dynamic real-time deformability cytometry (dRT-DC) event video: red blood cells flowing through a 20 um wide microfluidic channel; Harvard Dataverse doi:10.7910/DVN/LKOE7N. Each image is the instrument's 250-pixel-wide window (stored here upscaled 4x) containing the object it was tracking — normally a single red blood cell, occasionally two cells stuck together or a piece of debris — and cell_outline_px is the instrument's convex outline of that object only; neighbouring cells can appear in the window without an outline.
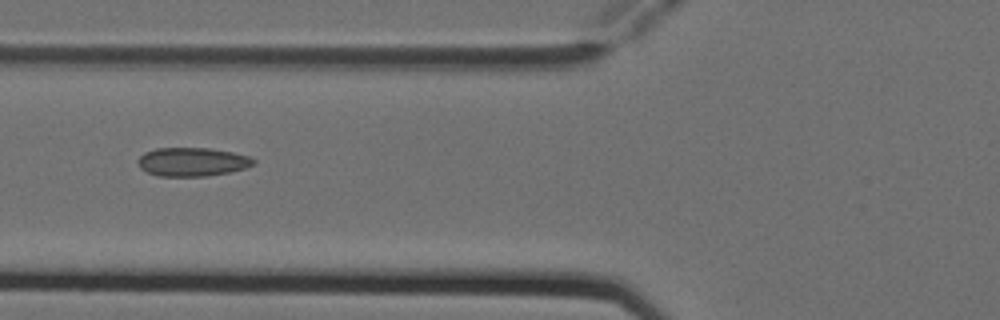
{"species": "Egyptian fruit bat (a non-hibernating species)", "species_latin": "Rousettus aegyptiacus", "temperature_condition": "cold", "stored_images_in_passage": 3, "camera_frame_rate_fps": 3000, "um_per_image_px": 0.085, "animal": {"sex": "female"}, "frame": {"image": 1, "passage_image": 3, "time_ms": 0.667, "image_size_px": [1000, 320], "cell_outline_px": [[256, 164], [232, 172], [208, 176], [160, 176], [148, 172], [140, 168], [136, 160], [144, 152], [156, 148], [208, 148], [232, 152], [248, 156], [256, 160]], "centroid_in_image_um": [16.35, 13.76], "position_along_channel_um": 109.5, "area_um2": 19.42}}